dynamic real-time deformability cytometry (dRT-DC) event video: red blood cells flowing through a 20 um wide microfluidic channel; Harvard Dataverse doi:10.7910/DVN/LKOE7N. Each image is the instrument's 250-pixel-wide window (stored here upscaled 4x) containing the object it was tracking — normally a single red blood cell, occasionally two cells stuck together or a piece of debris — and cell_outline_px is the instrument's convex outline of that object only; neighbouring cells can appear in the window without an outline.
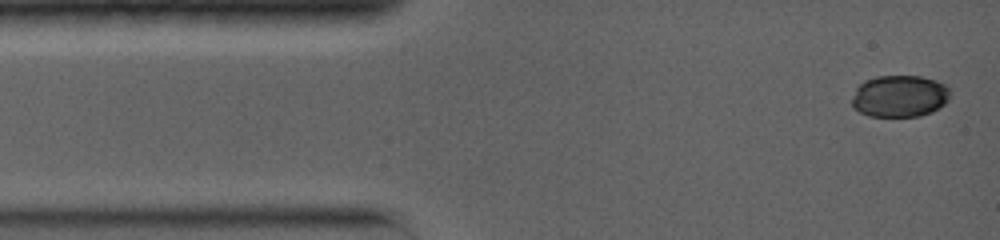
{"species": "common noctule bat (a hibernating species)", "species_latin": "Nyctalus noctula", "temperature_condition": "warm", "stored_images_in_passage": 7, "camera_frame_rate_fps": 5000, "um_per_image_px": 0.085, "animal": {"sex": "female", "body_mass_g": 19.0, "forearm_length_mm": 56.7}, "frame": {"image": 1, "passage_image": 1, "time_ms": 0.0, "image_size_px": [1000, 240], "cell_outline_px": [[948, 100], [944, 104], [932, 112], [920, 116], [868, 116], [852, 108], [852, 96], [856, 88], [864, 80], [876, 76], [920, 76], [936, 80], [944, 84], [948, 88]], "centroid_in_image_um": [76.43, 8.17], "position_along_channel_um": 8.6, "area_um2": 24.04}}
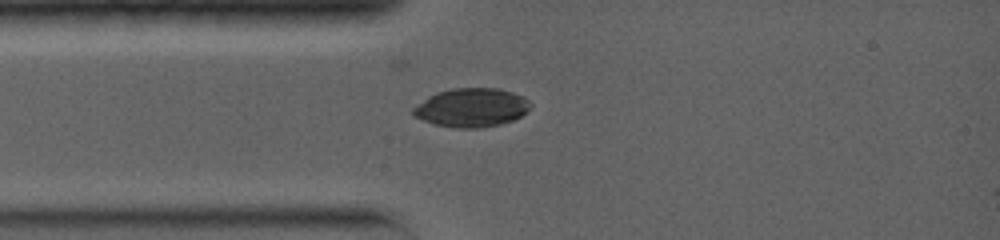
{"frame": {"image": 2, "passage_image": 5, "time_ms": 2.6, "image_size_px": [1000, 240], "cell_outline_px": [[532, 104], [520, 116], [512, 120], [500, 124], [480, 128], [456, 128], [432, 124], [416, 116], [412, 112], [412, 108], [428, 96], [436, 92], [452, 88], [496, 88], [512, 92], [524, 96]], "centroid_in_image_um": [40.06, 9.14], "position_along_channel_um": 44.9, "area_um2": 26.41}}